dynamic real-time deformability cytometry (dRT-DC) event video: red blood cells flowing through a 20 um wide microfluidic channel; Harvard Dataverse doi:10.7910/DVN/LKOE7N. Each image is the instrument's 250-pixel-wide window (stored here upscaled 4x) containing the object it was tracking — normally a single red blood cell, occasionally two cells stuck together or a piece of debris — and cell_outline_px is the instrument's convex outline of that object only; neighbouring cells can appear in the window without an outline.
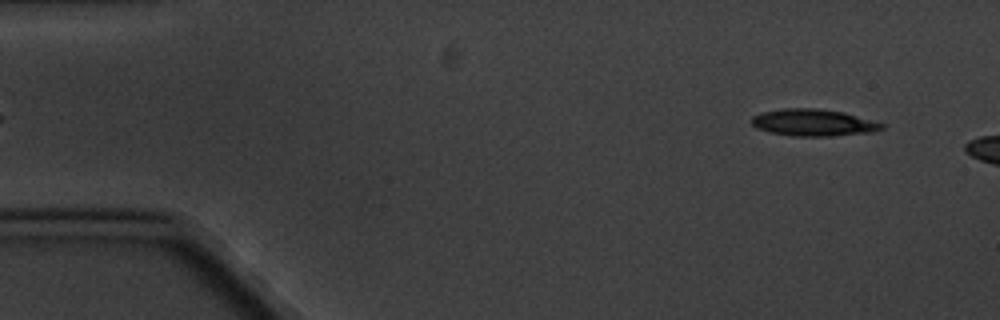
{"species": "common noctule bat (a hibernating species)", "species_latin": "Nyctalus noctula", "temperature_condition": "cold", "stored_images_in_passage": 3, "camera_frame_rate_fps": 3000, "um_per_image_px": 0.085, "animal": {"sex": "male", "body_mass_g": 20.1, "forearm_length_mm": 53.5}, "frame": {"image": 1, "passage_image": 1, "time_ms": 0.0, "image_size_px": [1000, 320], "cell_outline_px": [[884, 128], [872, 132], [832, 136], [792, 136], [772, 132], [756, 128], [752, 124], [752, 116], [764, 112], [784, 108], [816, 108], [844, 112], [884, 124]], "centroid_in_image_um": [69.14, 10.42], "position_along_channel_um": 15.9, "area_um2": 20.23}}